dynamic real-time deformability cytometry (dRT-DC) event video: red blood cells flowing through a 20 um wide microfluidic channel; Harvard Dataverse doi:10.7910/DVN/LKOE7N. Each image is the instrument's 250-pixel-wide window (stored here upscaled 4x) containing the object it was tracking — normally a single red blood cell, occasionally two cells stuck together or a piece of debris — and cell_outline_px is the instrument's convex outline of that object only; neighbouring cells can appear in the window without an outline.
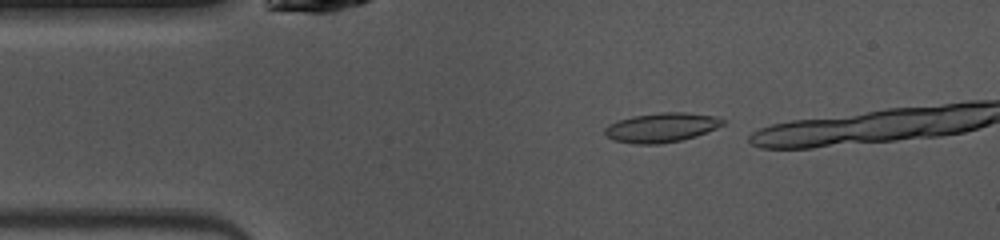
{"species": "common noctule bat (a hibernating species)", "species_latin": "Nyctalus noctula", "temperature_condition": "warm", "stored_images_in_passage": 6, "camera_frame_rate_fps": 3000, "um_per_image_px": 0.085, "animal": {"sex": "female", "body_mass_g": 10.0, "forearm_length_mm": 53.1}, "frame": {"image": 1, "passage_image": 2, "time_ms": 0.333, "image_size_px": [1000, 240], "cell_outline_px": [[728, 120], [724, 124], [716, 128], [696, 136], [680, 140], [660, 144], [636, 144], [612, 140], [604, 132], [604, 128], [608, 124], [632, 116], [660, 112], [684, 112], [712, 116]], "centroid_in_image_um": [56.22, 10.84], "position_along_channel_um": 28.8, "area_um2": 20.17}}